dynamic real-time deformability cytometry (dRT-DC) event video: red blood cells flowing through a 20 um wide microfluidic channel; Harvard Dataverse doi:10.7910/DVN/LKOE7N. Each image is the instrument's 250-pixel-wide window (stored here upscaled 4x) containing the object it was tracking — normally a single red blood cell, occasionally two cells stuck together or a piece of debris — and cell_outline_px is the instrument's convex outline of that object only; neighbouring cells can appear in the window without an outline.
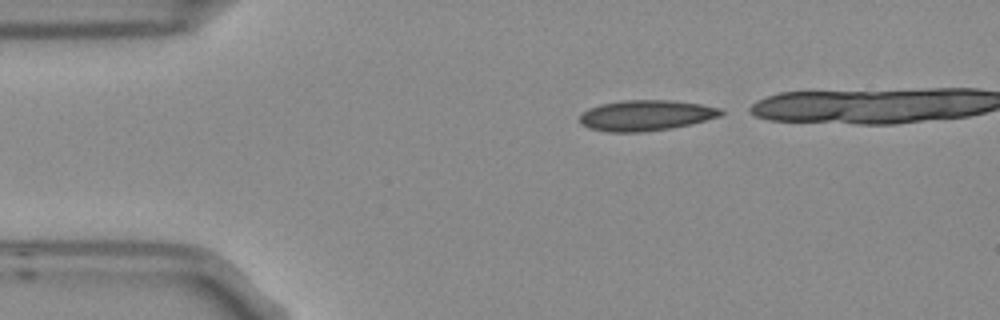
{"species": "Egyptian fruit bat (a non-hibernating species)", "species_latin": "Rousettus aegyptiacus", "temperature_condition": "room temperature", "stored_images_in_passage": 3, "camera_frame_rate_fps": 3000, "um_per_image_px": 0.085, "frame": {"image": 1, "passage_image": 1, "time_ms": 0.0, "image_size_px": [1000, 320], "cell_outline_px": [[724, 112], [720, 116], [692, 124], [672, 128], [644, 132], [608, 132], [588, 128], [580, 124], [580, 116], [588, 108], [600, 104], [624, 100], [672, 100], [700, 104], [720, 108]], "centroid_in_image_um": [54.9, 9.81], "position_along_channel_um": 30.1, "area_um2": 25.32}}